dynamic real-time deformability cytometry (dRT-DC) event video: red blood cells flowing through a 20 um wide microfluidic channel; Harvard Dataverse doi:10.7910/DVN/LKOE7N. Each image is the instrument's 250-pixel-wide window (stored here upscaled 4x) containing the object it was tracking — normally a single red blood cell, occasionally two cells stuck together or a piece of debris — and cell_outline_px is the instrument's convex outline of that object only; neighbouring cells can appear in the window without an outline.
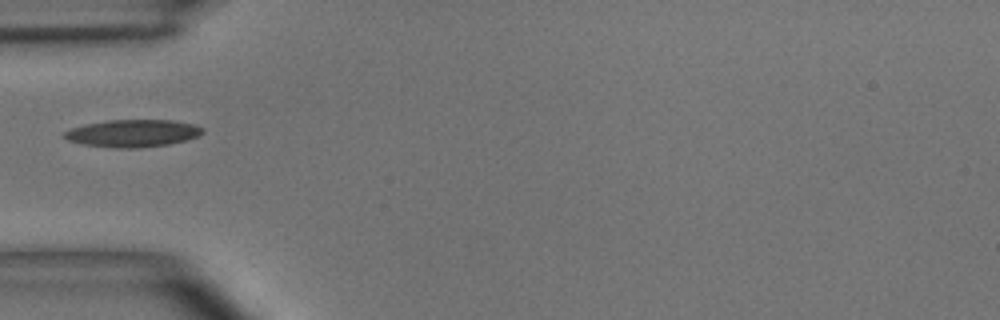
{"species": "common noctule bat (a hibernating species)", "species_latin": "Nyctalus noctula", "temperature_condition": "room temperature", "stored_images_in_passage": 29, "camera_frame_rate_fps": 3000, "um_per_image_px": 0.085, "animal": {"sex": "male", "body_mass_g": 15.6}, "frame": {"image": 1, "passage_image": 1, "time_ms": 0.0, "image_size_px": [1000, 320], "cell_outline_px": [[204, 132], [196, 136], [184, 140], [168, 144], [136, 148], [116, 148], [84, 144], [68, 140], [64, 136], [64, 132], [72, 128], [88, 124], [108, 120], [172, 120], [196, 124], [204, 128]], "centroid_in_image_um": [11.32, 11.32], "position_along_channel_um": 73.7, "area_um2": 21.79}}